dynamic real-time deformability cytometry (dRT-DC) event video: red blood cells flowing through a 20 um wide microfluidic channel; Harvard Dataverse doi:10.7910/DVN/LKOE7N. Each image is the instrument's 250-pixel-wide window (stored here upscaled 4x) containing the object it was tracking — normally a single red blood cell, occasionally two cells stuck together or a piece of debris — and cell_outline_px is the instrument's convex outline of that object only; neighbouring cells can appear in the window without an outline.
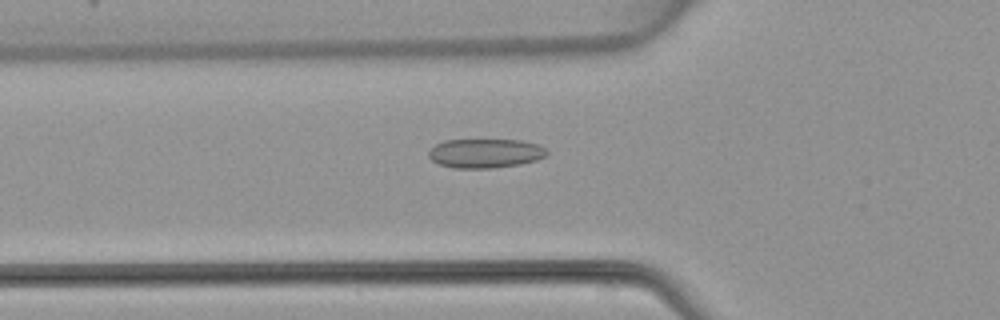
{"species": "common noctule bat (a hibernating species)", "species_latin": "Nyctalus noctula", "temperature_condition": "warm", "stored_images_in_passage": 48, "camera_frame_rate_fps": 3000, "um_per_image_px": 0.085, "animal": {"sex": "female", "body_mass_g": 22.7, "forearm_length_mm": 54.2}, "frame": {"image": 1, "passage_image": 17, "time_ms": 5.333, "image_size_px": [1000, 320], "cell_outline_px": [[548, 152], [544, 156], [536, 160], [520, 164], [492, 168], [452, 168], [436, 164], [428, 156], [428, 152], [436, 144], [444, 140], [520, 140], [536, 144], [544, 148]], "centroid_in_image_um": [41.2, 13.04], "position_along_channel_um": 84.6, "area_um2": 20.06}}
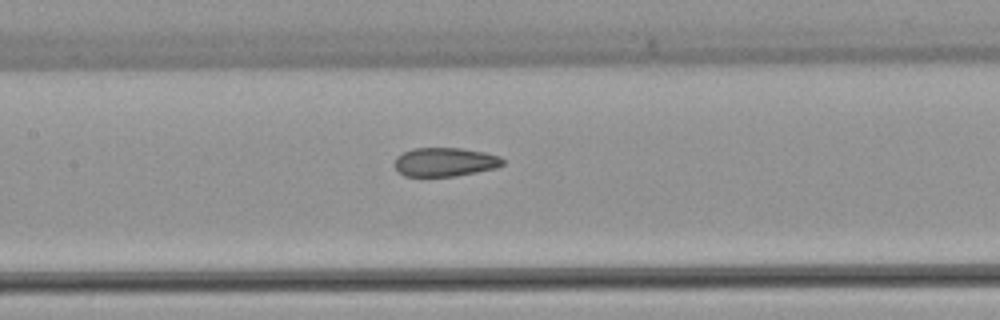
{"frame": {"image": 2, "passage_image": 23, "time_ms": 7.333, "image_size_px": [1000, 320], "cell_outline_px": [[504, 164], [496, 168], [456, 176], [404, 176], [396, 168], [396, 156], [412, 148], [460, 148], [484, 152], [500, 156], [504, 160]], "centroid_in_image_um": [37.84, 13.76], "position_along_channel_um": 169.6, "area_um2": 18.09}}
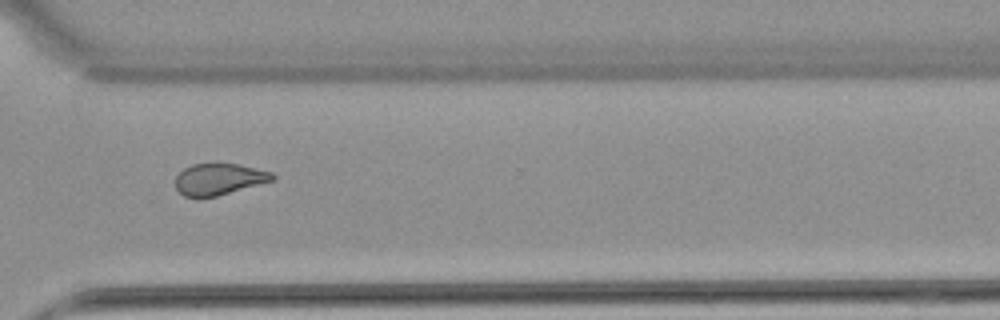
{"frame": {"image": 3, "passage_image": 36, "time_ms": 11.667, "image_size_px": [1000, 320], "cell_outline_px": [[276, 176], [272, 180], [216, 196], [200, 200], [196, 200], [184, 196], [176, 188], [176, 176], [184, 168], [192, 164], [236, 164], [272, 172]], "centroid_in_image_um": [18.54, 15.26], "position_along_channel_um": 352.1, "area_um2": 17.74}}